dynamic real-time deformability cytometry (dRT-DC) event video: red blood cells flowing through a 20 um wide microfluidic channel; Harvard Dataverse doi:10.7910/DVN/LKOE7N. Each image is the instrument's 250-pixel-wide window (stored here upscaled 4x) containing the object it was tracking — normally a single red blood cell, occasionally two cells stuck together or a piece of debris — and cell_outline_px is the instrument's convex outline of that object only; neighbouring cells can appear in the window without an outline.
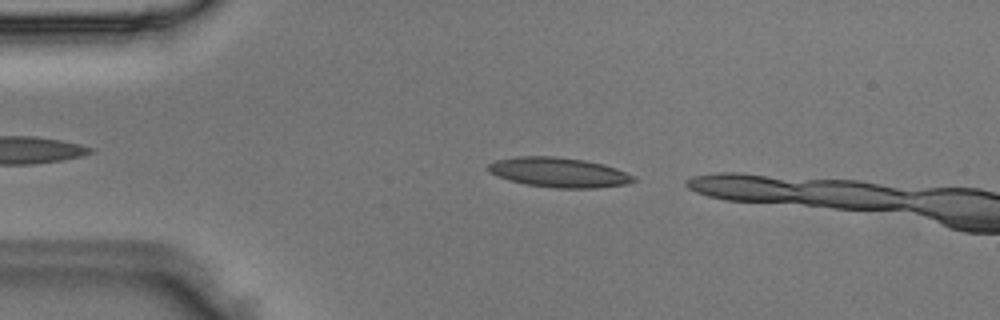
{"species": "Egyptian fruit bat (a non-hibernating species)", "species_latin": "Rousettus aegyptiacus", "temperature_condition": "room temperature", "stored_images_in_passage": 8, "camera_frame_rate_fps": 3000, "um_per_image_px": 0.085, "animal": {"sex": "male"}, "frame": {"image": 1, "passage_image": 4, "time_ms": 1.0, "image_size_px": [1000, 320], "cell_outline_px": [[636, 180], [628, 184], [596, 188], [556, 188], [528, 184], [508, 180], [496, 176], [488, 172], [488, 164], [496, 160], [516, 156], [556, 156], [584, 160], [604, 164], [616, 168], [636, 176]], "centroid_in_image_um": [47.52, 14.65], "position_along_channel_um": 37.5, "area_um2": 25.37}}